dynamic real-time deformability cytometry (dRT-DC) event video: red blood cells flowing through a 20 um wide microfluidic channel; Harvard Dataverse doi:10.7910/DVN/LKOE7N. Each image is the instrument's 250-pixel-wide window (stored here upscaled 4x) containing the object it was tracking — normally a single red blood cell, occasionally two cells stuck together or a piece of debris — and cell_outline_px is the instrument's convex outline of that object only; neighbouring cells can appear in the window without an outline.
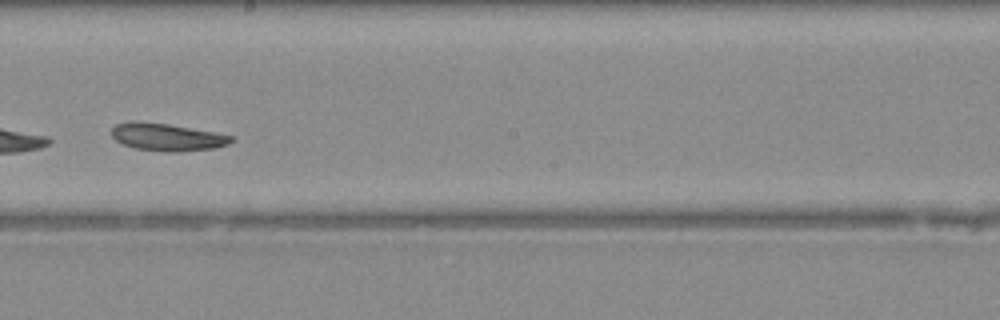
{"species": "Egyptian fruit bat (a non-hibernating species)", "species_latin": "Rousettus aegyptiacus", "temperature_condition": "warm", "stored_images_in_passage": 30, "camera_frame_rate_fps": 3000, "um_per_image_px": 0.085, "animal": {"sex": "female"}, "frame": {"image": 1, "passage_image": 13, "time_ms": 4.0, "image_size_px": [1000, 320], "cell_outline_px": [[232, 140], [228, 144], [212, 148], [180, 152], [164, 152], [136, 148], [124, 144], [116, 140], [112, 136], [112, 128], [116, 124], [136, 120], [168, 124], [212, 132], [232, 136]], "centroid_in_image_um": [14.15, 11.65], "position_along_channel_um": 234.0, "area_um2": 18.9}}
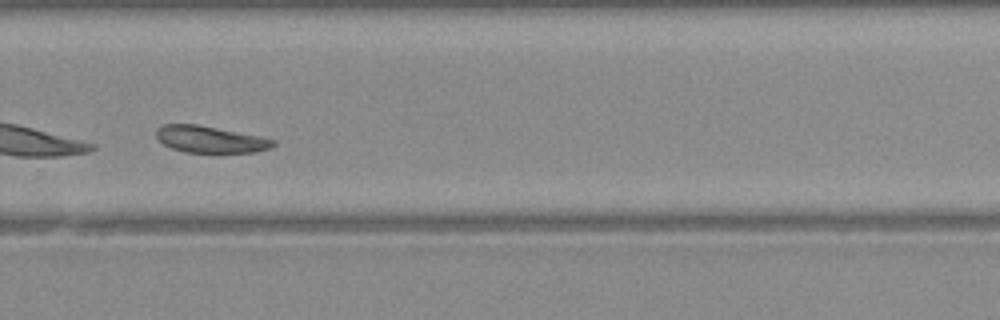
{"frame": {"image": 2, "passage_image": 18, "time_ms": 5.667, "image_size_px": [1000, 320], "cell_outline_px": [[276, 144], [272, 148], [256, 152], [184, 152], [172, 148], [164, 144], [156, 136], [156, 128], [164, 124], [196, 124], [260, 136], [276, 140]], "centroid_in_image_um": [17.89, 11.84], "position_along_channel_um": 311.9, "area_um2": 18.15}}